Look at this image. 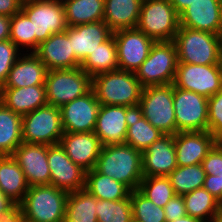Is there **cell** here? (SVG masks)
Returning a JSON list of instances; mask_svg holds the SVG:
<instances>
[{
    "instance_id": "52a82bcc",
    "label": "cell",
    "mask_w": 222,
    "mask_h": 222,
    "mask_svg": "<svg viewBox=\"0 0 222 222\" xmlns=\"http://www.w3.org/2000/svg\"><path fill=\"white\" fill-rule=\"evenodd\" d=\"M92 78L81 68L48 70L45 89L48 104L56 107L71 102L91 90Z\"/></svg>"
},
{
    "instance_id": "cb8c5ba5",
    "label": "cell",
    "mask_w": 222,
    "mask_h": 222,
    "mask_svg": "<svg viewBox=\"0 0 222 222\" xmlns=\"http://www.w3.org/2000/svg\"><path fill=\"white\" fill-rule=\"evenodd\" d=\"M0 101L7 108L21 116L48 104L45 85L21 88L1 87Z\"/></svg>"
},
{
    "instance_id": "836d02e7",
    "label": "cell",
    "mask_w": 222,
    "mask_h": 222,
    "mask_svg": "<svg viewBox=\"0 0 222 222\" xmlns=\"http://www.w3.org/2000/svg\"><path fill=\"white\" fill-rule=\"evenodd\" d=\"M96 198L86 189L69 192L64 222H98Z\"/></svg>"
},
{
    "instance_id": "e575fe53",
    "label": "cell",
    "mask_w": 222,
    "mask_h": 222,
    "mask_svg": "<svg viewBox=\"0 0 222 222\" xmlns=\"http://www.w3.org/2000/svg\"><path fill=\"white\" fill-rule=\"evenodd\" d=\"M176 195L183 196L202 188L206 173L202 164L177 166L168 176Z\"/></svg>"
},
{
    "instance_id": "4dcf8cb0",
    "label": "cell",
    "mask_w": 222,
    "mask_h": 222,
    "mask_svg": "<svg viewBox=\"0 0 222 222\" xmlns=\"http://www.w3.org/2000/svg\"><path fill=\"white\" fill-rule=\"evenodd\" d=\"M22 116L0 101V156L12 155L22 141Z\"/></svg>"
},
{
    "instance_id": "d6986e66",
    "label": "cell",
    "mask_w": 222,
    "mask_h": 222,
    "mask_svg": "<svg viewBox=\"0 0 222 222\" xmlns=\"http://www.w3.org/2000/svg\"><path fill=\"white\" fill-rule=\"evenodd\" d=\"M177 166L174 135H162L142 152L143 177H167Z\"/></svg>"
},
{
    "instance_id": "4316f807",
    "label": "cell",
    "mask_w": 222,
    "mask_h": 222,
    "mask_svg": "<svg viewBox=\"0 0 222 222\" xmlns=\"http://www.w3.org/2000/svg\"><path fill=\"white\" fill-rule=\"evenodd\" d=\"M141 0H104L103 21L113 31L137 27Z\"/></svg>"
},
{
    "instance_id": "603a6c76",
    "label": "cell",
    "mask_w": 222,
    "mask_h": 222,
    "mask_svg": "<svg viewBox=\"0 0 222 222\" xmlns=\"http://www.w3.org/2000/svg\"><path fill=\"white\" fill-rule=\"evenodd\" d=\"M127 130L125 106H100L94 133L98 136L103 146L124 144Z\"/></svg>"
},
{
    "instance_id": "277c9868",
    "label": "cell",
    "mask_w": 222,
    "mask_h": 222,
    "mask_svg": "<svg viewBox=\"0 0 222 222\" xmlns=\"http://www.w3.org/2000/svg\"><path fill=\"white\" fill-rule=\"evenodd\" d=\"M68 195L51 184L29 186L20 203L26 222H64Z\"/></svg>"
},
{
    "instance_id": "f907efd6",
    "label": "cell",
    "mask_w": 222,
    "mask_h": 222,
    "mask_svg": "<svg viewBox=\"0 0 222 222\" xmlns=\"http://www.w3.org/2000/svg\"><path fill=\"white\" fill-rule=\"evenodd\" d=\"M170 222H201V221L199 219L189 216L187 214V215L181 217L180 219L177 218V219L170 221Z\"/></svg>"
},
{
    "instance_id": "7402d4cb",
    "label": "cell",
    "mask_w": 222,
    "mask_h": 222,
    "mask_svg": "<svg viewBox=\"0 0 222 222\" xmlns=\"http://www.w3.org/2000/svg\"><path fill=\"white\" fill-rule=\"evenodd\" d=\"M65 32L70 38L74 55L80 63L95 51L98 45L107 41L113 35V31L103 20L95 23L68 26Z\"/></svg>"
},
{
    "instance_id": "ba28073f",
    "label": "cell",
    "mask_w": 222,
    "mask_h": 222,
    "mask_svg": "<svg viewBox=\"0 0 222 222\" xmlns=\"http://www.w3.org/2000/svg\"><path fill=\"white\" fill-rule=\"evenodd\" d=\"M179 26V15L169 0H152L141 4L136 28L155 42L173 41Z\"/></svg>"
},
{
    "instance_id": "7c38bea8",
    "label": "cell",
    "mask_w": 222,
    "mask_h": 222,
    "mask_svg": "<svg viewBox=\"0 0 222 222\" xmlns=\"http://www.w3.org/2000/svg\"><path fill=\"white\" fill-rule=\"evenodd\" d=\"M173 85L209 98L222 88V67L178 63Z\"/></svg>"
},
{
    "instance_id": "ee69618b",
    "label": "cell",
    "mask_w": 222,
    "mask_h": 222,
    "mask_svg": "<svg viewBox=\"0 0 222 222\" xmlns=\"http://www.w3.org/2000/svg\"><path fill=\"white\" fill-rule=\"evenodd\" d=\"M203 188L222 204V177L206 175Z\"/></svg>"
},
{
    "instance_id": "8d00e7d4",
    "label": "cell",
    "mask_w": 222,
    "mask_h": 222,
    "mask_svg": "<svg viewBox=\"0 0 222 222\" xmlns=\"http://www.w3.org/2000/svg\"><path fill=\"white\" fill-rule=\"evenodd\" d=\"M95 212L98 222H130L132 220L130 195L116 201L96 198Z\"/></svg>"
},
{
    "instance_id": "9f6ffc18",
    "label": "cell",
    "mask_w": 222,
    "mask_h": 222,
    "mask_svg": "<svg viewBox=\"0 0 222 222\" xmlns=\"http://www.w3.org/2000/svg\"><path fill=\"white\" fill-rule=\"evenodd\" d=\"M146 1H152V0H141L142 3H143V2H146Z\"/></svg>"
},
{
    "instance_id": "30bf717a",
    "label": "cell",
    "mask_w": 222,
    "mask_h": 222,
    "mask_svg": "<svg viewBox=\"0 0 222 222\" xmlns=\"http://www.w3.org/2000/svg\"><path fill=\"white\" fill-rule=\"evenodd\" d=\"M21 11L33 22L36 49L52 34L67 30L64 4L53 0H28L22 3Z\"/></svg>"
},
{
    "instance_id": "f1b7e54d",
    "label": "cell",
    "mask_w": 222,
    "mask_h": 222,
    "mask_svg": "<svg viewBox=\"0 0 222 222\" xmlns=\"http://www.w3.org/2000/svg\"><path fill=\"white\" fill-rule=\"evenodd\" d=\"M98 200H121L130 195V190L122 183L95 169L86 171L85 188Z\"/></svg>"
},
{
    "instance_id": "f35d334b",
    "label": "cell",
    "mask_w": 222,
    "mask_h": 222,
    "mask_svg": "<svg viewBox=\"0 0 222 222\" xmlns=\"http://www.w3.org/2000/svg\"><path fill=\"white\" fill-rule=\"evenodd\" d=\"M132 219L138 222H166L164 209L145 197L138 189L130 192Z\"/></svg>"
},
{
    "instance_id": "7a4b0ae2",
    "label": "cell",
    "mask_w": 222,
    "mask_h": 222,
    "mask_svg": "<svg viewBox=\"0 0 222 222\" xmlns=\"http://www.w3.org/2000/svg\"><path fill=\"white\" fill-rule=\"evenodd\" d=\"M143 86L135 73L125 70H114L92 77V87L101 105H138Z\"/></svg>"
},
{
    "instance_id": "ab89813d",
    "label": "cell",
    "mask_w": 222,
    "mask_h": 222,
    "mask_svg": "<svg viewBox=\"0 0 222 222\" xmlns=\"http://www.w3.org/2000/svg\"><path fill=\"white\" fill-rule=\"evenodd\" d=\"M208 131L216 140L222 135V88L208 98Z\"/></svg>"
},
{
    "instance_id": "f5cc1de1",
    "label": "cell",
    "mask_w": 222,
    "mask_h": 222,
    "mask_svg": "<svg viewBox=\"0 0 222 222\" xmlns=\"http://www.w3.org/2000/svg\"><path fill=\"white\" fill-rule=\"evenodd\" d=\"M220 65L222 67V35H221Z\"/></svg>"
},
{
    "instance_id": "74e56055",
    "label": "cell",
    "mask_w": 222,
    "mask_h": 222,
    "mask_svg": "<svg viewBox=\"0 0 222 222\" xmlns=\"http://www.w3.org/2000/svg\"><path fill=\"white\" fill-rule=\"evenodd\" d=\"M9 39L18 47H27L30 52L36 51V35L33 22L22 11L11 17Z\"/></svg>"
},
{
    "instance_id": "b9f144b4",
    "label": "cell",
    "mask_w": 222,
    "mask_h": 222,
    "mask_svg": "<svg viewBox=\"0 0 222 222\" xmlns=\"http://www.w3.org/2000/svg\"><path fill=\"white\" fill-rule=\"evenodd\" d=\"M201 164L206 175L222 177V148L216 143Z\"/></svg>"
},
{
    "instance_id": "8992f818",
    "label": "cell",
    "mask_w": 222,
    "mask_h": 222,
    "mask_svg": "<svg viewBox=\"0 0 222 222\" xmlns=\"http://www.w3.org/2000/svg\"><path fill=\"white\" fill-rule=\"evenodd\" d=\"M173 97V84L148 86L143 88L139 102L144 118L164 135L177 133Z\"/></svg>"
},
{
    "instance_id": "484cf974",
    "label": "cell",
    "mask_w": 222,
    "mask_h": 222,
    "mask_svg": "<svg viewBox=\"0 0 222 222\" xmlns=\"http://www.w3.org/2000/svg\"><path fill=\"white\" fill-rule=\"evenodd\" d=\"M47 71L46 66L34 53L23 54L12 66L2 87L21 88L45 85Z\"/></svg>"
},
{
    "instance_id": "3957f363",
    "label": "cell",
    "mask_w": 222,
    "mask_h": 222,
    "mask_svg": "<svg viewBox=\"0 0 222 222\" xmlns=\"http://www.w3.org/2000/svg\"><path fill=\"white\" fill-rule=\"evenodd\" d=\"M173 42L178 63L220 65L221 35L179 26Z\"/></svg>"
},
{
    "instance_id": "4fadbf2b",
    "label": "cell",
    "mask_w": 222,
    "mask_h": 222,
    "mask_svg": "<svg viewBox=\"0 0 222 222\" xmlns=\"http://www.w3.org/2000/svg\"><path fill=\"white\" fill-rule=\"evenodd\" d=\"M113 36L117 47L118 68L135 73L147 59L155 41L137 28L117 30Z\"/></svg>"
},
{
    "instance_id": "bcb514c9",
    "label": "cell",
    "mask_w": 222,
    "mask_h": 222,
    "mask_svg": "<svg viewBox=\"0 0 222 222\" xmlns=\"http://www.w3.org/2000/svg\"><path fill=\"white\" fill-rule=\"evenodd\" d=\"M22 3V0H0V15L12 17L21 11Z\"/></svg>"
},
{
    "instance_id": "d6a6232c",
    "label": "cell",
    "mask_w": 222,
    "mask_h": 222,
    "mask_svg": "<svg viewBox=\"0 0 222 222\" xmlns=\"http://www.w3.org/2000/svg\"><path fill=\"white\" fill-rule=\"evenodd\" d=\"M68 26L95 23L104 19V0H71L64 3Z\"/></svg>"
},
{
    "instance_id": "83f0119b",
    "label": "cell",
    "mask_w": 222,
    "mask_h": 222,
    "mask_svg": "<svg viewBox=\"0 0 222 222\" xmlns=\"http://www.w3.org/2000/svg\"><path fill=\"white\" fill-rule=\"evenodd\" d=\"M0 189L19 204L29 189L22 169L11 155L0 156Z\"/></svg>"
},
{
    "instance_id": "44dd1931",
    "label": "cell",
    "mask_w": 222,
    "mask_h": 222,
    "mask_svg": "<svg viewBox=\"0 0 222 222\" xmlns=\"http://www.w3.org/2000/svg\"><path fill=\"white\" fill-rule=\"evenodd\" d=\"M34 54L47 70L72 69L81 65L74 55L70 38L65 31L52 34L46 41L41 42Z\"/></svg>"
},
{
    "instance_id": "d590c367",
    "label": "cell",
    "mask_w": 222,
    "mask_h": 222,
    "mask_svg": "<svg viewBox=\"0 0 222 222\" xmlns=\"http://www.w3.org/2000/svg\"><path fill=\"white\" fill-rule=\"evenodd\" d=\"M138 190L159 207H164L176 194L168 177H143Z\"/></svg>"
},
{
    "instance_id": "9c48e42d",
    "label": "cell",
    "mask_w": 222,
    "mask_h": 222,
    "mask_svg": "<svg viewBox=\"0 0 222 222\" xmlns=\"http://www.w3.org/2000/svg\"><path fill=\"white\" fill-rule=\"evenodd\" d=\"M22 141L30 144H59L63 136L60 107L46 104L22 116Z\"/></svg>"
},
{
    "instance_id": "5bb4252c",
    "label": "cell",
    "mask_w": 222,
    "mask_h": 222,
    "mask_svg": "<svg viewBox=\"0 0 222 222\" xmlns=\"http://www.w3.org/2000/svg\"><path fill=\"white\" fill-rule=\"evenodd\" d=\"M50 184L67 192L85 188L86 171L75 164L60 144L48 146Z\"/></svg>"
},
{
    "instance_id": "5b68a950",
    "label": "cell",
    "mask_w": 222,
    "mask_h": 222,
    "mask_svg": "<svg viewBox=\"0 0 222 222\" xmlns=\"http://www.w3.org/2000/svg\"><path fill=\"white\" fill-rule=\"evenodd\" d=\"M177 64L178 55L174 42H155L135 75L143 87L173 84Z\"/></svg>"
},
{
    "instance_id": "db71d44e",
    "label": "cell",
    "mask_w": 222,
    "mask_h": 222,
    "mask_svg": "<svg viewBox=\"0 0 222 222\" xmlns=\"http://www.w3.org/2000/svg\"><path fill=\"white\" fill-rule=\"evenodd\" d=\"M215 222H222V214H220L219 216H217L215 219H214Z\"/></svg>"
},
{
    "instance_id": "7dc6e473",
    "label": "cell",
    "mask_w": 222,
    "mask_h": 222,
    "mask_svg": "<svg viewBox=\"0 0 222 222\" xmlns=\"http://www.w3.org/2000/svg\"><path fill=\"white\" fill-rule=\"evenodd\" d=\"M11 17L0 15V42L9 40Z\"/></svg>"
},
{
    "instance_id": "e0dca14e",
    "label": "cell",
    "mask_w": 222,
    "mask_h": 222,
    "mask_svg": "<svg viewBox=\"0 0 222 222\" xmlns=\"http://www.w3.org/2000/svg\"><path fill=\"white\" fill-rule=\"evenodd\" d=\"M181 27L222 35L220 0H195L180 15Z\"/></svg>"
},
{
    "instance_id": "ffe728a7",
    "label": "cell",
    "mask_w": 222,
    "mask_h": 222,
    "mask_svg": "<svg viewBox=\"0 0 222 222\" xmlns=\"http://www.w3.org/2000/svg\"><path fill=\"white\" fill-rule=\"evenodd\" d=\"M215 144L216 139L209 131L176 133L174 145L178 166L201 164Z\"/></svg>"
},
{
    "instance_id": "9a60e30c",
    "label": "cell",
    "mask_w": 222,
    "mask_h": 222,
    "mask_svg": "<svg viewBox=\"0 0 222 222\" xmlns=\"http://www.w3.org/2000/svg\"><path fill=\"white\" fill-rule=\"evenodd\" d=\"M101 104L91 89L60 107L63 132H94Z\"/></svg>"
},
{
    "instance_id": "816d5d0a",
    "label": "cell",
    "mask_w": 222,
    "mask_h": 222,
    "mask_svg": "<svg viewBox=\"0 0 222 222\" xmlns=\"http://www.w3.org/2000/svg\"><path fill=\"white\" fill-rule=\"evenodd\" d=\"M216 143L222 148V135L216 140Z\"/></svg>"
},
{
    "instance_id": "1f68e13d",
    "label": "cell",
    "mask_w": 222,
    "mask_h": 222,
    "mask_svg": "<svg viewBox=\"0 0 222 222\" xmlns=\"http://www.w3.org/2000/svg\"><path fill=\"white\" fill-rule=\"evenodd\" d=\"M80 67L92 78L95 75L118 70L117 47L112 35L107 41L98 45L81 63Z\"/></svg>"
},
{
    "instance_id": "7bdbcfd3",
    "label": "cell",
    "mask_w": 222,
    "mask_h": 222,
    "mask_svg": "<svg viewBox=\"0 0 222 222\" xmlns=\"http://www.w3.org/2000/svg\"><path fill=\"white\" fill-rule=\"evenodd\" d=\"M166 222L173 221L175 219H180L181 217L187 215L186 208L184 204V198L180 195H175L170 201L163 207Z\"/></svg>"
},
{
    "instance_id": "ac0fdd59",
    "label": "cell",
    "mask_w": 222,
    "mask_h": 222,
    "mask_svg": "<svg viewBox=\"0 0 222 222\" xmlns=\"http://www.w3.org/2000/svg\"><path fill=\"white\" fill-rule=\"evenodd\" d=\"M59 144L64 148L66 155L85 171L95 168L103 147L94 132H64Z\"/></svg>"
},
{
    "instance_id": "60d3db41",
    "label": "cell",
    "mask_w": 222,
    "mask_h": 222,
    "mask_svg": "<svg viewBox=\"0 0 222 222\" xmlns=\"http://www.w3.org/2000/svg\"><path fill=\"white\" fill-rule=\"evenodd\" d=\"M19 51L20 49L10 39L0 42V88L5 83L12 66L22 54Z\"/></svg>"
},
{
    "instance_id": "2e32d148",
    "label": "cell",
    "mask_w": 222,
    "mask_h": 222,
    "mask_svg": "<svg viewBox=\"0 0 222 222\" xmlns=\"http://www.w3.org/2000/svg\"><path fill=\"white\" fill-rule=\"evenodd\" d=\"M11 156L22 169L29 186L50 184L48 145L22 142Z\"/></svg>"
},
{
    "instance_id": "681fc988",
    "label": "cell",
    "mask_w": 222,
    "mask_h": 222,
    "mask_svg": "<svg viewBox=\"0 0 222 222\" xmlns=\"http://www.w3.org/2000/svg\"><path fill=\"white\" fill-rule=\"evenodd\" d=\"M13 204L14 202L10 198H8L0 189V214L3 211L8 210Z\"/></svg>"
},
{
    "instance_id": "11a10c76",
    "label": "cell",
    "mask_w": 222,
    "mask_h": 222,
    "mask_svg": "<svg viewBox=\"0 0 222 222\" xmlns=\"http://www.w3.org/2000/svg\"><path fill=\"white\" fill-rule=\"evenodd\" d=\"M53 1L58 2L60 4H64V3L71 1V0H53Z\"/></svg>"
},
{
    "instance_id": "6da1fadb",
    "label": "cell",
    "mask_w": 222,
    "mask_h": 222,
    "mask_svg": "<svg viewBox=\"0 0 222 222\" xmlns=\"http://www.w3.org/2000/svg\"><path fill=\"white\" fill-rule=\"evenodd\" d=\"M94 169L134 191L143 179L142 152L125 143L103 146Z\"/></svg>"
},
{
    "instance_id": "c3c4849f",
    "label": "cell",
    "mask_w": 222,
    "mask_h": 222,
    "mask_svg": "<svg viewBox=\"0 0 222 222\" xmlns=\"http://www.w3.org/2000/svg\"><path fill=\"white\" fill-rule=\"evenodd\" d=\"M169 1L175 8V11L178 13V15H180L195 0H169Z\"/></svg>"
},
{
    "instance_id": "8fae6325",
    "label": "cell",
    "mask_w": 222,
    "mask_h": 222,
    "mask_svg": "<svg viewBox=\"0 0 222 222\" xmlns=\"http://www.w3.org/2000/svg\"><path fill=\"white\" fill-rule=\"evenodd\" d=\"M173 108L177 133L208 131V98L174 86Z\"/></svg>"
},
{
    "instance_id": "f546056e",
    "label": "cell",
    "mask_w": 222,
    "mask_h": 222,
    "mask_svg": "<svg viewBox=\"0 0 222 222\" xmlns=\"http://www.w3.org/2000/svg\"><path fill=\"white\" fill-rule=\"evenodd\" d=\"M186 213L201 222L214 220L222 214V204L205 188H198L183 195Z\"/></svg>"
},
{
    "instance_id": "d4e9b609",
    "label": "cell",
    "mask_w": 222,
    "mask_h": 222,
    "mask_svg": "<svg viewBox=\"0 0 222 222\" xmlns=\"http://www.w3.org/2000/svg\"><path fill=\"white\" fill-rule=\"evenodd\" d=\"M125 121L128 126L125 144L141 152L164 135L144 118L139 104L125 106Z\"/></svg>"
},
{
    "instance_id": "f6af8a7d",
    "label": "cell",
    "mask_w": 222,
    "mask_h": 222,
    "mask_svg": "<svg viewBox=\"0 0 222 222\" xmlns=\"http://www.w3.org/2000/svg\"><path fill=\"white\" fill-rule=\"evenodd\" d=\"M0 222H26L22 206L14 203L8 210L0 214Z\"/></svg>"
}]
</instances>
